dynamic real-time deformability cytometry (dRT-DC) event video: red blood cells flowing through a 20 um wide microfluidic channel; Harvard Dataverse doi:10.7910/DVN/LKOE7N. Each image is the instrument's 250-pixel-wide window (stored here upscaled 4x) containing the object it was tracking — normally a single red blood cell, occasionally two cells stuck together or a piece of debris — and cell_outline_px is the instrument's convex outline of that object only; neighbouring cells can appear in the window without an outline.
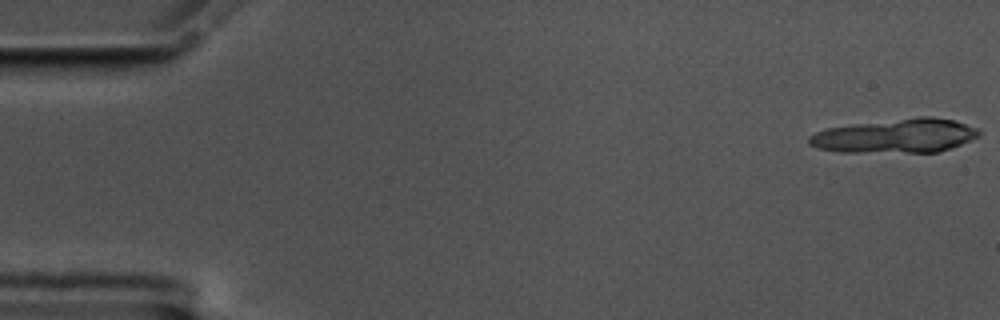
{"species": "common noctule bat (a hibernating species)", "species_latin": "Nyctalus noctula", "temperature_condition": "cold", "stored_images_in_passage": 11, "camera_frame_rate_fps": 3000, "um_per_image_px": 0.085, "animal": {"sex": "male", "body_mass_g": 17.5, "forearm_length_mm": 52.3}, "frame": {"image": 1, "passage_image": 1, "time_ms": 0.0, "image_size_px": [1000, 320], "cell_outline_px": [[980, 136], [960, 144], [936, 152], [840, 152], [816, 148], [808, 144], [808, 136], [816, 132], [828, 128], [852, 124], [916, 116], [932, 116], [956, 120], [976, 128], [980, 132]], "centroid_in_image_um": [76.11, 11.53], "position_along_channel_um": 8.9, "area_um2": 33.87}}